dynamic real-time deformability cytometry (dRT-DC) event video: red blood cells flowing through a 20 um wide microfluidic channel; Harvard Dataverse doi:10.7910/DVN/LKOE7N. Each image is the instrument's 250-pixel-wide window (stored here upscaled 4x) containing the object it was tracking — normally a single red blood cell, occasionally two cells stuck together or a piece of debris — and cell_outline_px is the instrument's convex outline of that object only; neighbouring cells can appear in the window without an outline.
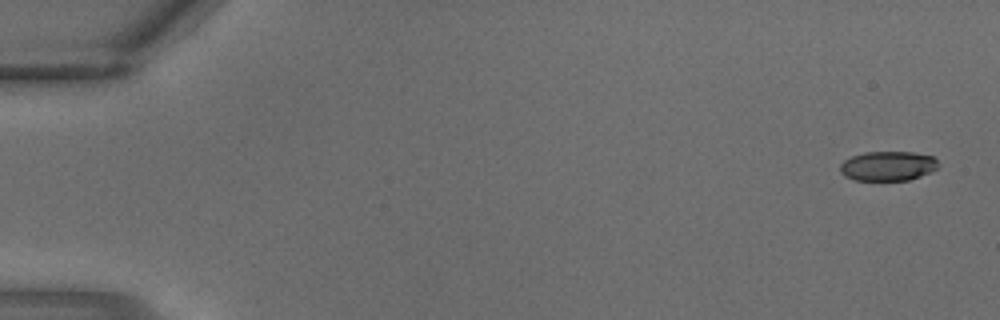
{"species": "common noctule bat (a hibernating species)", "species_latin": "Nyctalus noctula", "temperature_condition": "warm", "stored_images_in_passage": 3, "camera_frame_rate_fps": 3000, "um_per_image_px": 0.085, "animal": {"sex": "male", "body_mass_g": 18.8}, "frame": {"image": 1, "passage_image": 1, "time_ms": 0.0, "image_size_px": [1000, 320], "cell_outline_px": [[940, 164], [932, 172], [908, 180], [856, 180], [844, 176], [840, 172], [840, 164], [844, 160], [852, 156], [864, 152], [912, 152], [932, 156]], "centroid_in_image_um": [75.46, 14.11], "position_along_channel_um": 9.5, "area_um2": 16.94}}
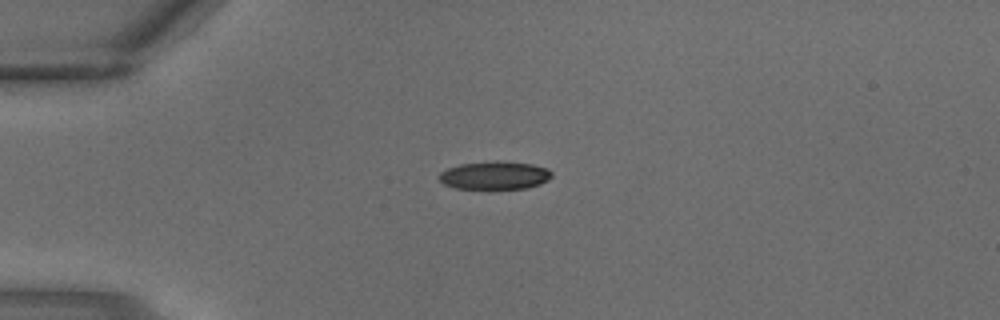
{"frame": {"image": 2, "passage_image": 3, "time_ms": 0.667, "image_size_px": [1000, 320], "cell_outline_px": [[552, 176], [548, 180], [540, 184], [528, 188], [488, 192], [456, 188], [444, 184], [440, 180], [440, 172], [448, 168], [460, 164], [532, 164], [548, 168], [552, 172]], "centroid_in_image_um": [42.06, 15.02], "position_along_channel_um": 42.9, "area_um2": 18.38}}